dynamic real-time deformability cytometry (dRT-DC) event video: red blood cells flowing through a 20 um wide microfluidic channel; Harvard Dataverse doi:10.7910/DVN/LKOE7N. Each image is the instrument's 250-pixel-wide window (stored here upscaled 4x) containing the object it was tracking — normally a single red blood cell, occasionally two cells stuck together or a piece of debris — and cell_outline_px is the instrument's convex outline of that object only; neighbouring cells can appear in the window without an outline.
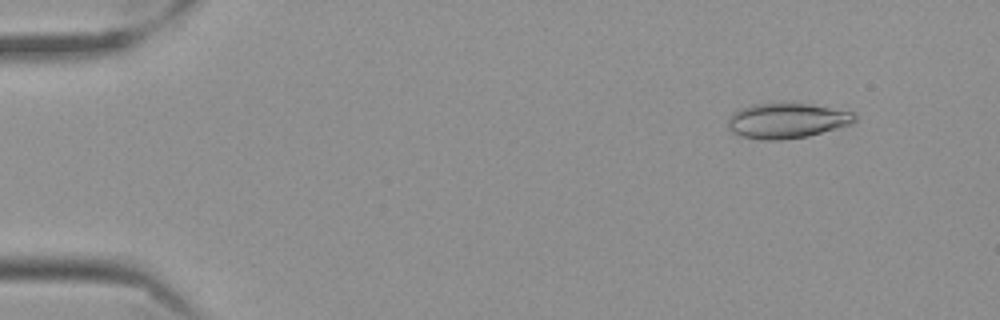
{"species": "Egyptian fruit bat (a non-hibernating species)", "species_latin": "Rousettus aegyptiacus", "temperature_condition": "cold", "stored_images_in_passage": 58, "camera_frame_rate_fps": 3000, "um_per_image_px": 0.085, "frame": {"image": 1, "passage_image": 6, "time_ms": 1.667, "image_size_px": [1000, 320], "cell_outline_px": [[856, 120], [852, 124], [808, 136], [780, 140], [764, 140], [744, 136], [732, 132], [728, 124], [728, 116], [732, 112], [740, 108], [752, 104], [808, 104], [852, 112], [856, 116]], "centroid_in_image_um": [66.86, 10.26], "position_along_channel_um": 18.1, "area_um2": 25.66}}
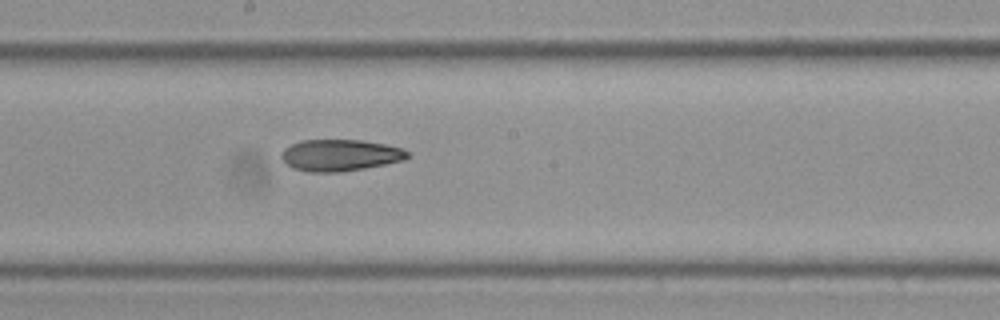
{"frame": {"image": 2, "passage_image": 32, "time_ms": 10.333, "image_size_px": [1000, 320], "cell_outline_px": [[408, 156], [404, 160], [364, 168], [340, 172], [308, 172], [292, 168], [280, 156], [280, 152], [284, 148], [300, 140], [360, 140], [384, 144], [400, 148], [408, 152]], "centroid_in_image_um": [28.86, 13.19], "position_along_channel_um": 219.3, "area_um2": 23.06}}
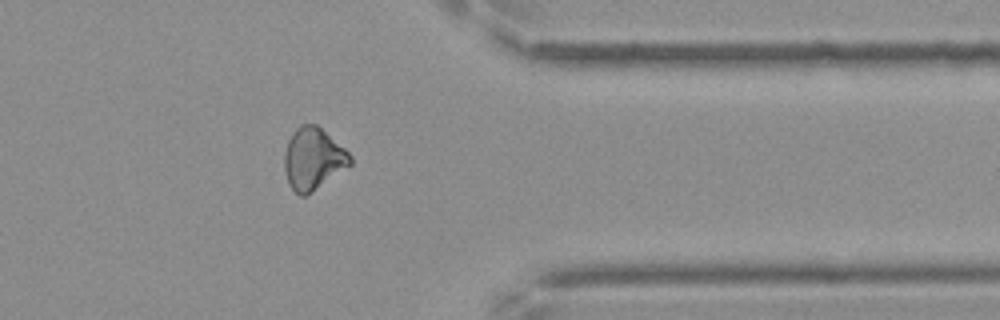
{"frame": {"image": 3, "passage_image": 47, "time_ms": 15.333, "image_size_px": [1000, 320], "cell_outline_px": [[352, 164], [304, 196], [300, 196], [288, 184], [284, 168], [284, 152], [288, 140], [292, 132], [300, 124], [316, 124], [344, 148], [352, 156]], "centroid_in_image_um": [26.59, 13.47], "position_along_channel_um": 384.8, "area_um2": 23.47}}